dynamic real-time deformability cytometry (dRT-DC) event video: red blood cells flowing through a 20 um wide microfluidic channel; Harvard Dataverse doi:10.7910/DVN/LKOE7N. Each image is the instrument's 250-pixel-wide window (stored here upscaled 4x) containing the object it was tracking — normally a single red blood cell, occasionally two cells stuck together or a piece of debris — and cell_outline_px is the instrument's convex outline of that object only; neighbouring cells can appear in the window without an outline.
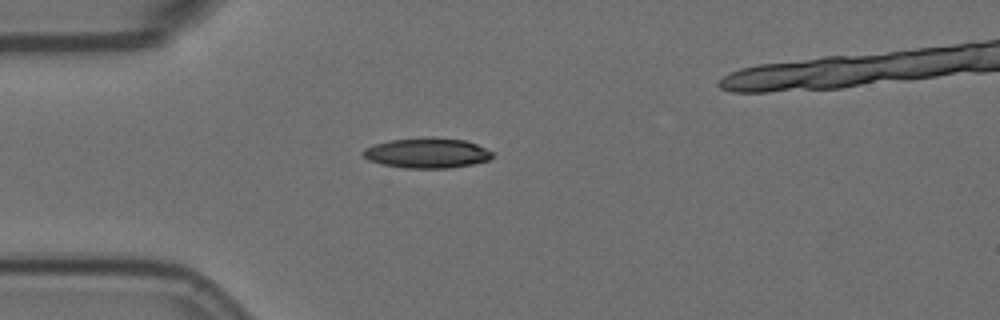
{"species": "Egyptian fruit bat (a non-hibernating species)", "species_latin": "Rousettus aegyptiacus", "temperature_condition": "room temperature", "stored_images_in_passage": 6, "camera_frame_rate_fps": 3000, "um_per_image_px": 0.085, "animal": {"sex": "female"}, "frame": {"image": 1, "passage_image": 5, "time_ms": 4.667, "image_size_px": [1000, 320], "cell_outline_px": [[492, 156], [488, 160], [472, 164], [448, 168], [404, 168], [380, 164], [368, 160], [360, 152], [364, 148], [372, 144], [388, 140], [424, 136], [428, 136], [464, 140], [476, 144], [492, 152]], "centroid_in_image_um": [36.21, 12.99], "position_along_channel_um": 48.8, "area_um2": 23.0}}